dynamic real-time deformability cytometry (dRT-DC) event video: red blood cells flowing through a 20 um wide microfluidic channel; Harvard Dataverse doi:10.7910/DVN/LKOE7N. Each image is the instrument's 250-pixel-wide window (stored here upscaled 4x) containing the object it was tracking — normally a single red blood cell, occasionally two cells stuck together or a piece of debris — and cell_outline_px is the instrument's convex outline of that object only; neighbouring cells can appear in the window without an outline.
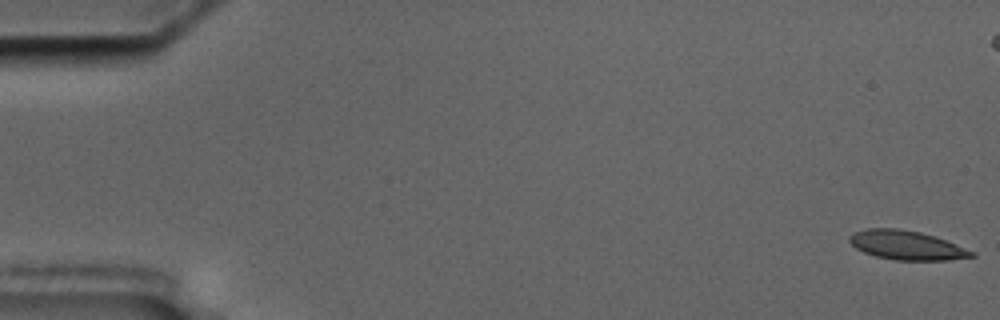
{"species": "common noctule bat (a hibernating species)", "species_latin": "Nyctalus noctula", "temperature_condition": "cold", "stored_images_in_passage": 58, "camera_frame_rate_fps": 3000, "um_per_image_px": 0.085, "animal": {"sex": "male", "body_mass_g": 17.5, "forearm_length_mm": 52.3}, "frame": {"image": 1, "passage_image": 1, "time_ms": 0.0, "image_size_px": [1000, 320], "cell_outline_px": [[976, 256], [948, 260], [896, 260], [876, 256], [864, 252], [856, 248], [848, 240], [848, 236], [856, 232], [868, 228], [900, 228], [920, 232], [944, 240], [976, 252]], "centroid_in_image_um": [77.05, 20.84], "position_along_channel_um": 8.0, "area_um2": 20.52}}
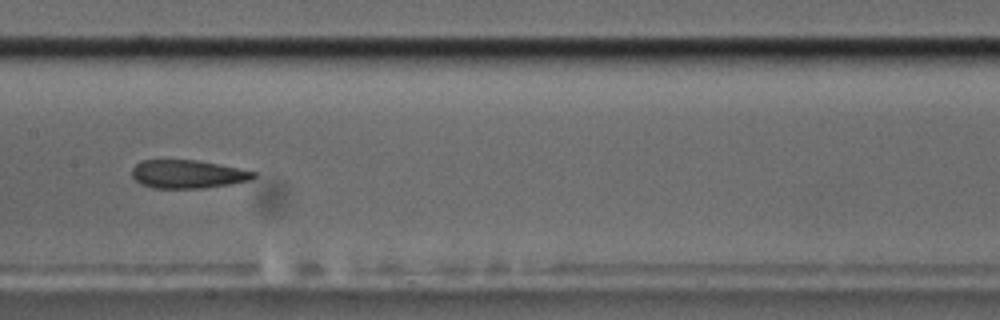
{"frame": {"image": 2, "passage_image": 29, "time_ms": 9.333, "image_size_px": [1000, 320], "cell_outline_px": [[256, 176], [252, 180], [232, 184], [204, 188], [152, 188], [140, 184], [132, 176], [132, 168], [140, 160], [200, 160], [256, 172]], "centroid_in_image_um": [15.96, 14.8], "position_along_channel_um": 191.4, "area_um2": 20.23}}
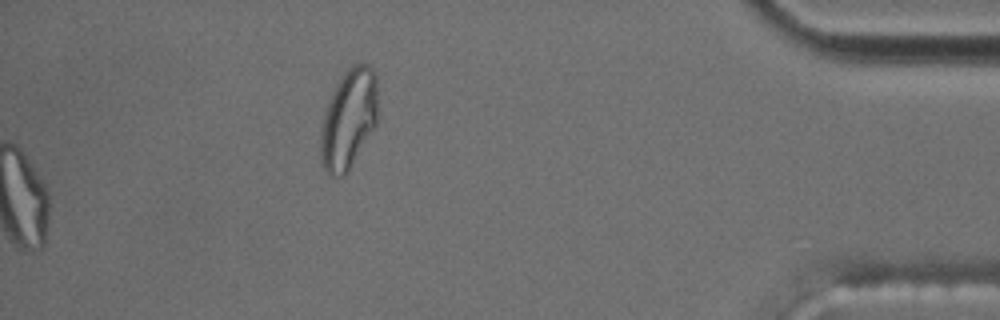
{"frame": {"image": 3, "passage_image": 58, "time_ms": 19.0, "image_size_px": [1000, 320], "cell_outline_px": [[376, 124], [348, 172], [344, 176], [332, 176], [324, 168], [320, 156], [320, 128], [324, 112], [328, 100], [340, 76], [352, 64], [368, 64], [372, 68], [376, 76]], "centroid_in_image_um": [29.6, 10.11], "position_along_channel_um": 405.6, "area_um2": 33.23}, "authors_computed_cell_mechanics": {"area_um2": 21.5594, "velocity_mm_per_s": 3.5479, "shape_relaxation_time_tau1_ms": null, "shape_relaxation_time_tau2_ms": 2.8283, "deformation_change_tau1": null, "deformation_change_tau2": 0.0987}}